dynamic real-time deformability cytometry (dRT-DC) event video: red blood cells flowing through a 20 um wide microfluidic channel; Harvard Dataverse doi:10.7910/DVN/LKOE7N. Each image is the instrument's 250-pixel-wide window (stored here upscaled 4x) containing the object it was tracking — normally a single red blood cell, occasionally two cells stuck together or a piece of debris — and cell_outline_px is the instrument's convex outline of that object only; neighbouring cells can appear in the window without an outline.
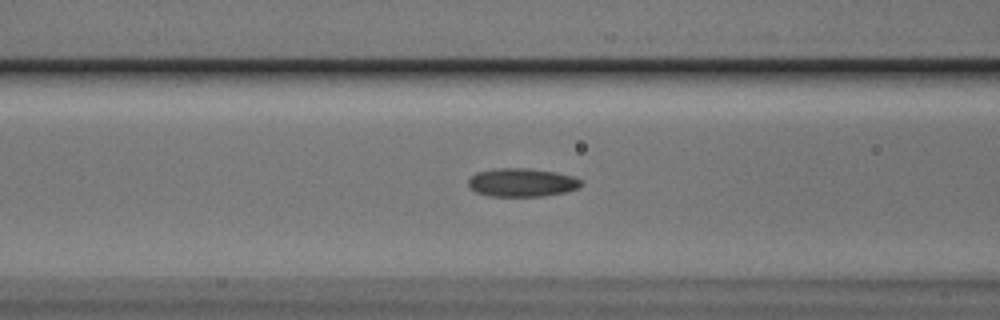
{"species": "Egyptian fruit bat (a non-hibernating species)", "species_latin": "Rousettus aegyptiacus", "temperature_condition": "cold", "stored_images_in_passage": 36, "camera_frame_rate_fps": 3000, "um_per_image_px": 0.085, "animal": {"sex": "male"}, "frame": {"image": 1, "passage_image": 12, "time_ms": 3.667, "image_size_px": [1000, 320], "cell_outline_px": [[584, 184], [576, 188], [564, 192], [544, 196], [488, 196], [476, 192], [468, 188], [468, 180], [476, 172], [496, 168], [528, 168], [556, 172], [572, 176], [580, 180]], "centroid_in_image_um": [44.32, 15.51], "position_along_channel_um": 122.3, "area_um2": 18.73}}
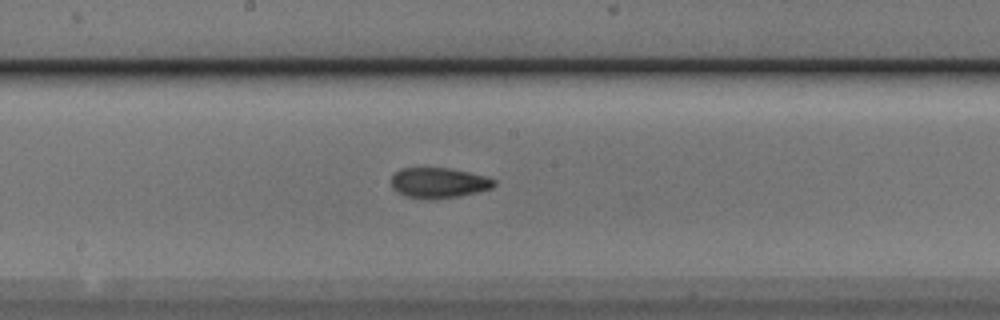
{"frame": {"image": 2, "passage_image": 19, "time_ms": 6.0, "image_size_px": [1000, 320], "cell_outline_px": [[496, 184], [492, 188], [460, 196], [432, 200], [420, 200], [396, 192], [392, 188], [392, 176], [400, 168], [448, 168], [488, 176], [496, 180]], "centroid_in_image_um": [37.29, 15.55], "position_along_channel_um": 210.9, "area_um2": 18.44}}
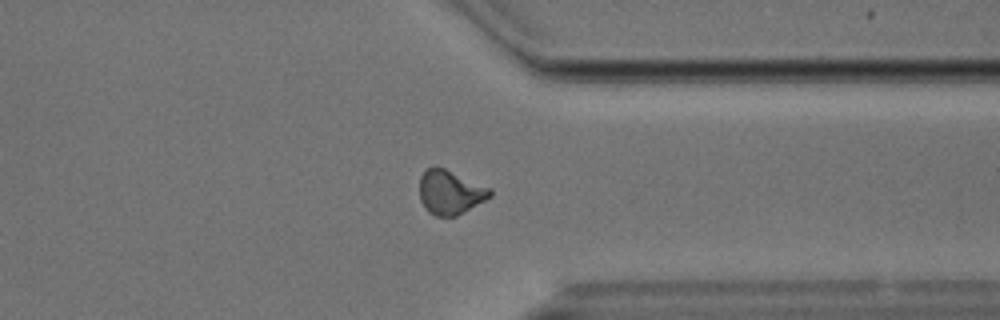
{"frame": {"image": 3, "passage_image": 32, "time_ms": 10.333, "image_size_px": [1000, 320], "cell_outline_px": [[492, 196], [456, 216], [436, 216], [428, 212], [424, 208], [420, 200], [420, 176], [428, 168], [444, 168], [492, 188]], "centroid_in_image_um": [38.27, 16.36], "position_along_channel_um": 373.1, "area_um2": 18.03}, "authors_computed_cell_mechanics": {"area_um2": 18.2937, "velocity_mm_per_s": 3.795, "shape_relaxation_time_tau1_ms": null, "shape_relaxation_time_tau2_ms": 2.1014, "deformation_change_tau1": null, "deformation_change_tau2": 0.0819}}